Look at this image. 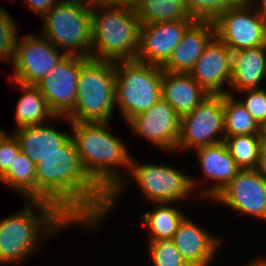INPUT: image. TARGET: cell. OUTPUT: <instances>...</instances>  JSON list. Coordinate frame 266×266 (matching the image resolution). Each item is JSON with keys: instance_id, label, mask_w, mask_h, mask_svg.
Here are the masks:
<instances>
[{"instance_id": "cell-32", "label": "cell", "mask_w": 266, "mask_h": 266, "mask_svg": "<svg viewBox=\"0 0 266 266\" xmlns=\"http://www.w3.org/2000/svg\"><path fill=\"white\" fill-rule=\"evenodd\" d=\"M240 93V95H244V97L241 98L242 100H238L253 119L262 127L266 123V89L264 87L247 89Z\"/></svg>"}, {"instance_id": "cell-30", "label": "cell", "mask_w": 266, "mask_h": 266, "mask_svg": "<svg viewBox=\"0 0 266 266\" xmlns=\"http://www.w3.org/2000/svg\"><path fill=\"white\" fill-rule=\"evenodd\" d=\"M17 29L16 21L0 6V62L5 60L11 64L17 38H20Z\"/></svg>"}, {"instance_id": "cell-24", "label": "cell", "mask_w": 266, "mask_h": 266, "mask_svg": "<svg viewBox=\"0 0 266 266\" xmlns=\"http://www.w3.org/2000/svg\"><path fill=\"white\" fill-rule=\"evenodd\" d=\"M175 204L178 203H155L153 211L146 210L147 212L141 214L142 225L149 229L148 242L172 239L186 217L184 211L181 212L180 208L174 207Z\"/></svg>"}, {"instance_id": "cell-8", "label": "cell", "mask_w": 266, "mask_h": 266, "mask_svg": "<svg viewBox=\"0 0 266 266\" xmlns=\"http://www.w3.org/2000/svg\"><path fill=\"white\" fill-rule=\"evenodd\" d=\"M133 158L130 160L129 178H134L149 203H180L200 189L197 188L199 181L177 168L151 162L138 164Z\"/></svg>"}, {"instance_id": "cell-23", "label": "cell", "mask_w": 266, "mask_h": 266, "mask_svg": "<svg viewBox=\"0 0 266 266\" xmlns=\"http://www.w3.org/2000/svg\"><path fill=\"white\" fill-rule=\"evenodd\" d=\"M19 85L22 96L17 101L15 114L16 128L44 124L47 119H61L66 116H55L49 109L46 99L42 96L35 85H25L12 81Z\"/></svg>"}, {"instance_id": "cell-16", "label": "cell", "mask_w": 266, "mask_h": 266, "mask_svg": "<svg viewBox=\"0 0 266 266\" xmlns=\"http://www.w3.org/2000/svg\"><path fill=\"white\" fill-rule=\"evenodd\" d=\"M231 50L216 36L209 42L189 74L209 95H225L231 81ZM225 89V90H224Z\"/></svg>"}, {"instance_id": "cell-39", "label": "cell", "mask_w": 266, "mask_h": 266, "mask_svg": "<svg viewBox=\"0 0 266 266\" xmlns=\"http://www.w3.org/2000/svg\"><path fill=\"white\" fill-rule=\"evenodd\" d=\"M75 1H82L88 4H98V3H102V2H107V0H75Z\"/></svg>"}, {"instance_id": "cell-2", "label": "cell", "mask_w": 266, "mask_h": 266, "mask_svg": "<svg viewBox=\"0 0 266 266\" xmlns=\"http://www.w3.org/2000/svg\"><path fill=\"white\" fill-rule=\"evenodd\" d=\"M66 119L72 128L71 138L85 172L108 195L103 217L91 230L95 231L131 182L120 171L126 168L125 172H129L132 156L123 139L111 132L109 122H71Z\"/></svg>"}, {"instance_id": "cell-15", "label": "cell", "mask_w": 266, "mask_h": 266, "mask_svg": "<svg viewBox=\"0 0 266 266\" xmlns=\"http://www.w3.org/2000/svg\"><path fill=\"white\" fill-rule=\"evenodd\" d=\"M195 21H173L140 25L136 60L163 66L171 57L186 30Z\"/></svg>"}, {"instance_id": "cell-11", "label": "cell", "mask_w": 266, "mask_h": 266, "mask_svg": "<svg viewBox=\"0 0 266 266\" xmlns=\"http://www.w3.org/2000/svg\"><path fill=\"white\" fill-rule=\"evenodd\" d=\"M64 56L43 35L25 34L16 41L11 81L36 85Z\"/></svg>"}, {"instance_id": "cell-36", "label": "cell", "mask_w": 266, "mask_h": 266, "mask_svg": "<svg viewBox=\"0 0 266 266\" xmlns=\"http://www.w3.org/2000/svg\"><path fill=\"white\" fill-rule=\"evenodd\" d=\"M108 3L136 9L142 0H107Z\"/></svg>"}, {"instance_id": "cell-3", "label": "cell", "mask_w": 266, "mask_h": 266, "mask_svg": "<svg viewBox=\"0 0 266 266\" xmlns=\"http://www.w3.org/2000/svg\"><path fill=\"white\" fill-rule=\"evenodd\" d=\"M34 208L40 211L35 212ZM71 224L74 223L52 203L25 202L19 212L0 220L1 265L29 258L39 251L41 240Z\"/></svg>"}, {"instance_id": "cell-9", "label": "cell", "mask_w": 266, "mask_h": 266, "mask_svg": "<svg viewBox=\"0 0 266 266\" xmlns=\"http://www.w3.org/2000/svg\"><path fill=\"white\" fill-rule=\"evenodd\" d=\"M224 139L223 95H209L194 111L181 118L176 152L194 150Z\"/></svg>"}, {"instance_id": "cell-1", "label": "cell", "mask_w": 266, "mask_h": 266, "mask_svg": "<svg viewBox=\"0 0 266 266\" xmlns=\"http://www.w3.org/2000/svg\"><path fill=\"white\" fill-rule=\"evenodd\" d=\"M107 200L85 172L72 138L36 164V202L54 204L76 226L92 230L103 217Z\"/></svg>"}, {"instance_id": "cell-21", "label": "cell", "mask_w": 266, "mask_h": 266, "mask_svg": "<svg viewBox=\"0 0 266 266\" xmlns=\"http://www.w3.org/2000/svg\"><path fill=\"white\" fill-rule=\"evenodd\" d=\"M231 61L232 72L228 94L233 95V91L236 94L243 90L264 87L261 84L266 78V45L232 51Z\"/></svg>"}, {"instance_id": "cell-17", "label": "cell", "mask_w": 266, "mask_h": 266, "mask_svg": "<svg viewBox=\"0 0 266 266\" xmlns=\"http://www.w3.org/2000/svg\"><path fill=\"white\" fill-rule=\"evenodd\" d=\"M194 222L186 216L171 241L190 266H211L222 242Z\"/></svg>"}, {"instance_id": "cell-38", "label": "cell", "mask_w": 266, "mask_h": 266, "mask_svg": "<svg viewBox=\"0 0 266 266\" xmlns=\"http://www.w3.org/2000/svg\"><path fill=\"white\" fill-rule=\"evenodd\" d=\"M257 257L256 260L248 263L246 266H266V258Z\"/></svg>"}, {"instance_id": "cell-37", "label": "cell", "mask_w": 266, "mask_h": 266, "mask_svg": "<svg viewBox=\"0 0 266 266\" xmlns=\"http://www.w3.org/2000/svg\"><path fill=\"white\" fill-rule=\"evenodd\" d=\"M250 5L259 13V15L266 20V0H247ZM254 3V4H253ZM260 3V4H259ZM257 5V6H256Z\"/></svg>"}, {"instance_id": "cell-19", "label": "cell", "mask_w": 266, "mask_h": 266, "mask_svg": "<svg viewBox=\"0 0 266 266\" xmlns=\"http://www.w3.org/2000/svg\"><path fill=\"white\" fill-rule=\"evenodd\" d=\"M215 37L213 22L195 21L184 33L162 70L189 73L206 46Z\"/></svg>"}, {"instance_id": "cell-18", "label": "cell", "mask_w": 266, "mask_h": 266, "mask_svg": "<svg viewBox=\"0 0 266 266\" xmlns=\"http://www.w3.org/2000/svg\"><path fill=\"white\" fill-rule=\"evenodd\" d=\"M195 151L204 178L212 182L210 187L205 185L206 189L203 188L200 195L213 200L237 175L240 168L230 155L224 141L196 148Z\"/></svg>"}, {"instance_id": "cell-5", "label": "cell", "mask_w": 266, "mask_h": 266, "mask_svg": "<svg viewBox=\"0 0 266 266\" xmlns=\"http://www.w3.org/2000/svg\"><path fill=\"white\" fill-rule=\"evenodd\" d=\"M115 62L88 58L79 72L71 122H110L116 109Z\"/></svg>"}, {"instance_id": "cell-28", "label": "cell", "mask_w": 266, "mask_h": 266, "mask_svg": "<svg viewBox=\"0 0 266 266\" xmlns=\"http://www.w3.org/2000/svg\"><path fill=\"white\" fill-rule=\"evenodd\" d=\"M230 155L240 169H256L263 139L261 135H238L225 137Z\"/></svg>"}, {"instance_id": "cell-26", "label": "cell", "mask_w": 266, "mask_h": 266, "mask_svg": "<svg viewBox=\"0 0 266 266\" xmlns=\"http://www.w3.org/2000/svg\"><path fill=\"white\" fill-rule=\"evenodd\" d=\"M233 95H223L225 137L238 135H261V126Z\"/></svg>"}, {"instance_id": "cell-34", "label": "cell", "mask_w": 266, "mask_h": 266, "mask_svg": "<svg viewBox=\"0 0 266 266\" xmlns=\"http://www.w3.org/2000/svg\"><path fill=\"white\" fill-rule=\"evenodd\" d=\"M60 0H24L23 3L41 18Z\"/></svg>"}, {"instance_id": "cell-25", "label": "cell", "mask_w": 266, "mask_h": 266, "mask_svg": "<svg viewBox=\"0 0 266 266\" xmlns=\"http://www.w3.org/2000/svg\"><path fill=\"white\" fill-rule=\"evenodd\" d=\"M0 182L15 189L26 202H36V165L24 153L17 155Z\"/></svg>"}, {"instance_id": "cell-20", "label": "cell", "mask_w": 266, "mask_h": 266, "mask_svg": "<svg viewBox=\"0 0 266 266\" xmlns=\"http://www.w3.org/2000/svg\"><path fill=\"white\" fill-rule=\"evenodd\" d=\"M13 135L18 141L20 150L35 165L46 156L60 150L71 138L68 131H59V128L44 124L27 125L15 128Z\"/></svg>"}, {"instance_id": "cell-41", "label": "cell", "mask_w": 266, "mask_h": 266, "mask_svg": "<svg viewBox=\"0 0 266 266\" xmlns=\"http://www.w3.org/2000/svg\"><path fill=\"white\" fill-rule=\"evenodd\" d=\"M261 136L263 142L266 143V123L261 127Z\"/></svg>"}, {"instance_id": "cell-29", "label": "cell", "mask_w": 266, "mask_h": 266, "mask_svg": "<svg viewBox=\"0 0 266 266\" xmlns=\"http://www.w3.org/2000/svg\"><path fill=\"white\" fill-rule=\"evenodd\" d=\"M242 0H183V7L195 21L215 22L224 12Z\"/></svg>"}, {"instance_id": "cell-6", "label": "cell", "mask_w": 266, "mask_h": 266, "mask_svg": "<svg viewBox=\"0 0 266 266\" xmlns=\"http://www.w3.org/2000/svg\"><path fill=\"white\" fill-rule=\"evenodd\" d=\"M92 5L75 0H60L42 18L38 33L65 55L90 58L92 44Z\"/></svg>"}, {"instance_id": "cell-4", "label": "cell", "mask_w": 266, "mask_h": 266, "mask_svg": "<svg viewBox=\"0 0 266 266\" xmlns=\"http://www.w3.org/2000/svg\"><path fill=\"white\" fill-rule=\"evenodd\" d=\"M91 13L90 58L110 62L135 60L141 25L135 9L102 2L93 4Z\"/></svg>"}, {"instance_id": "cell-10", "label": "cell", "mask_w": 266, "mask_h": 266, "mask_svg": "<svg viewBox=\"0 0 266 266\" xmlns=\"http://www.w3.org/2000/svg\"><path fill=\"white\" fill-rule=\"evenodd\" d=\"M214 27L215 36L231 51L266 45V20L247 0L224 12Z\"/></svg>"}, {"instance_id": "cell-31", "label": "cell", "mask_w": 266, "mask_h": 266, "mask_svg": "<svg viewBox=\"0 0 266 266\" xmlns=\"http://www.w3.org/2000/svg\"><path fill=\"white\" fill-rule=\"evenodd\" d=\"M150 259L154 266H190L171 240L148 242Z\"/></svg>"}, {"instance_id": "cell-12", "label": "cell", "mask_w": 266, "mask_h": 266, "mask_svg": "<svg viewBox=\"0 0 266 266\" xmlns=\"http://www.w3.org/2000/svg\"><path fill=\"white\" fill-rule=\"evenodd\" d=\"M88 57L65 55L35 86L55 116H67L75 107L80 66Z\"/></svg>"}, {"instance_id": "cell-27", "label": "cell", "mask_w": 266, "mask_h": 266, "mask_svg": "<svg viewBox=\"0 0 266 266\" xmlns=\"http://www.w3.org/2000/svg\"><path fill=\"white\" fill-rule=\"evenodd\" d=\"M140 24L195 21L183 7V0H142L135 9Z\"/></svg>"}, {"instance_id": "cell-35", "label": "cell", "mask_w": 266, "mask_h": 266, "mask_svg": "<svg viewBox=\"0 0 266 266\" xmlns=\"http://www.w3.org/2000/svg\"><path fill=\"white\" fill-rule=\"evenodd\" d=\"M258 173L266 180V143H263L257 166Z\"/></svg>"}, {"instance_id": "cell-13", "label": "cell", "mask_w": 266, "mask_h": 266, "mask_svg": "<svg viewBox=\"0 0 266 266\" xmlns=\"http://www.w3.org/2000/svg\"><path fill=\"white\" fill-rule=\"evenodd\" d=\"M127 125L132 134L157 146L159 150L175 152L180 132L181 117L162 98L149 110L130 118Z\"/></svg>"}, {"instance_id": "cell-40", "label": "cell", "mask_w": 266, "mask_h": 266, "mask_svg": "<svg viewBox=\"0 0 266 266\" xmlns=\"http://www.w3.org/2000/svg\"><path fill=\"white\" fill-rule=\"evenodd\" d=\"M9 134L0 128V144L3 142L4 139L7 138Z\"/></svg>"}, {"instance_id": "cell-7", "label": "cell", "mask_w": 266, "mask_h": 266, "mask_svg": "<svg viewBox=\"0 0 266 266\" xmlns=\"http://www.w3.org/2000/svg\"><path fill=\"white\" fill-rule=\"evenodd\" d=\"M116 106L127 122L161 99L162 67L138 60L115 62Z\"/></svg>"}, {"instance_id": "cell-14", "label": "cell", "mask_w": 266, "mask_h": 266, "mask_svg": "<svg viewBox=\"0 0 266 266\" xmlns=\"http://www.w3.org/2000/svg\"><path fill=\"white\" fill-rule=\"evenodd\" d=\"M213 199L240 214L266 221V180L257 169H240Z\"/></svg>"}, {"instance_id": "cell-33", "label": "cell", "mask_w": 266, "mask_h": 266, "mask_svg": "<svg viewBox=\"0 0 266 266\" xmlns=\"http://www.w3.org/2000/svg\"><path fill=\"white\" fill-rule=\"evenodd\" d=\"M21 152L17 139L13 134L7 136L0 144V177L10 168Z\"/></svg>"}, {"instance_id": "cell-22", "label": "cell", "mask_w": 266, "mask_h": 266, "mask_svg": "<svg viewBox=\"0 0 266 266\" xmlns=\"http://www.w3.org/2000/svg\"><path fill=\"white\" fill-rule=\"evenodd\" d=\"M209 94L189 73L162 70L161 98L182 118L190 114Z\"/></svg>"}]
</instances>
